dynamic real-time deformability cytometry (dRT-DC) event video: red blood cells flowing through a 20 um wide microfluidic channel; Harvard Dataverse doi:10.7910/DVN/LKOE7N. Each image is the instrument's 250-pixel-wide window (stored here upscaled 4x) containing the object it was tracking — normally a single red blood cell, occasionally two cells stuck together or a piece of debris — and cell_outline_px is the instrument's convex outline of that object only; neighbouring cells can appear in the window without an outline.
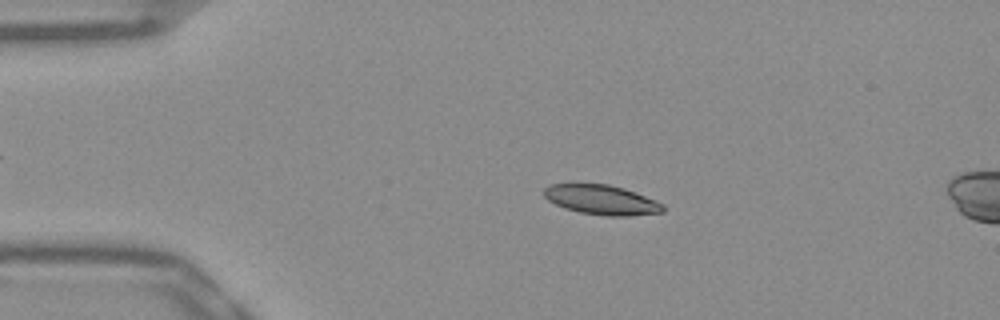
{"species": "Egyptian fruit bat (a non-hibernating species)", "species_latin": "Rousettus aegyptiacus", "temperature_condition": "warm", "stored_images_in_passage": 16, "camera_frame_rate_fps": 3000, "um_per_image_px": 0.085, "frame": {"image": 1, "passage_image": 10, "time_ms": 3.0, "image_size_px": [1000, 320], "cell_outline_px": [[664, 212], [628, 216], [604, 216], [580, 212], [564, 208], [548, 200], [544, 196], [544, 188], [552, 184], [608, 184], [624, 188], [656, 200], [664, 204]], "centroid_in_image_um": [51.16, 16.99], "position_along_channel_um": 33.8, "area_um2": 20.58}}